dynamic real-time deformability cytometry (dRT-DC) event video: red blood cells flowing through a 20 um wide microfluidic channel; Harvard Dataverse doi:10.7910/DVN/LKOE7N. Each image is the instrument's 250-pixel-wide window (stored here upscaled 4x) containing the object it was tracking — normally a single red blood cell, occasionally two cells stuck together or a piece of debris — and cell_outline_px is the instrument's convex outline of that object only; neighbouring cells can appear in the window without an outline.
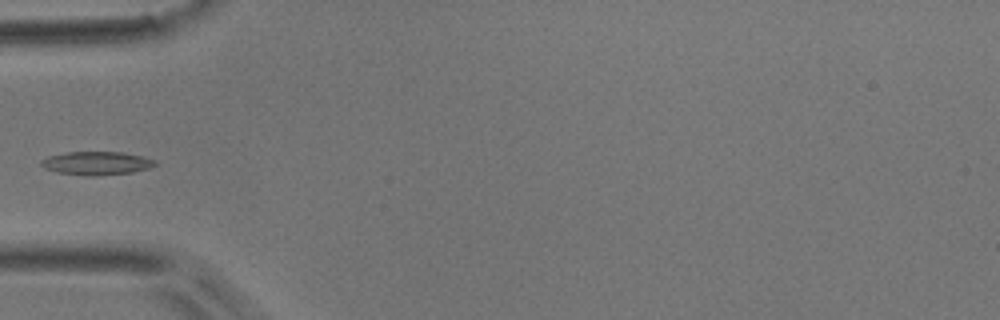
{"species": "common noctule bat (a hibernating species)", "species_latin": "Nyctalus noctula", "temperature_condition": "room temperature", "stored_images_in_passage": 6, "camera_frame_rate_fps": 3000, "um_per_image_px": 0.085, "animal": {"sex": "male", "body_mass_g": 17.9}, "frame": {"image": 1, "passage_image": 6, "time_ms": 6.0, "image_size_px": [1000, 320], "cell_outline_px": [[156, 164], [148, 168], [132, 172], [96, 176], [88, 176], [56, 172], [44, 168], [40, 164], [40, 160], [48, 156], [68, 152], [120, 152], [144, 156], [156, 160]], "centroid_in_image_um": [8.19, 13.87], "position_along_channel_um": 76.8, "area_um2": 15.55}}